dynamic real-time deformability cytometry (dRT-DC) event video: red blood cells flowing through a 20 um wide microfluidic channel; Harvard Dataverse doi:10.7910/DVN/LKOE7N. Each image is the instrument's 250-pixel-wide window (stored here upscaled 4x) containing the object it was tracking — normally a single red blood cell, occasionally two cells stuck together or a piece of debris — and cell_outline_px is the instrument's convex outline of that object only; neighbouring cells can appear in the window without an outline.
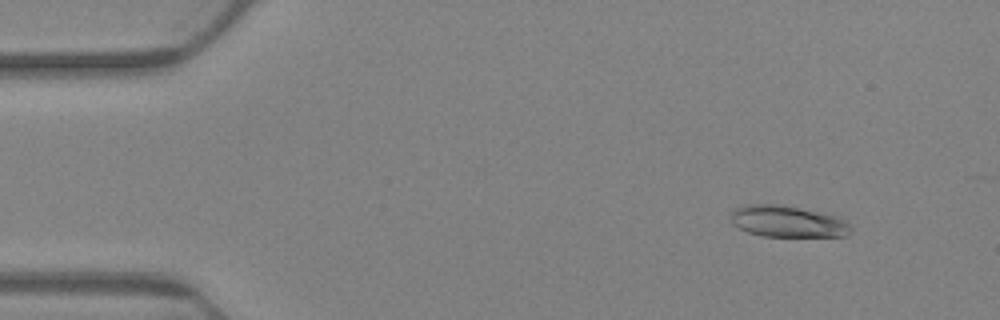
{"species": "Egyptian fruit bat (a non-hibernating species)", "species_latin": "Rousettus aegyptiacus", "temperature_condition": "warm", "stored_images_in_passage": 61, "camera_frame_rate_fps": 3000, "um_per_image_px": 0.085, "animal": {"sex": "female"}, "frame": {"image": 1, "passage_image": 7, "time_ms": 2.0, "image_size_px": [1000, 320], "cell_outline_px": [[852, 228], [844, 236], [764, 236], [748, 232], [732, 224], [728, 220], [728, 216], [736, 208], [752, 204], [780, 204], [836, 216], [844, 220]], "centroid_in_image_um": [66.88, 18.82], "position_along_channel_um": 18.1, "area_um2": 21.79}}
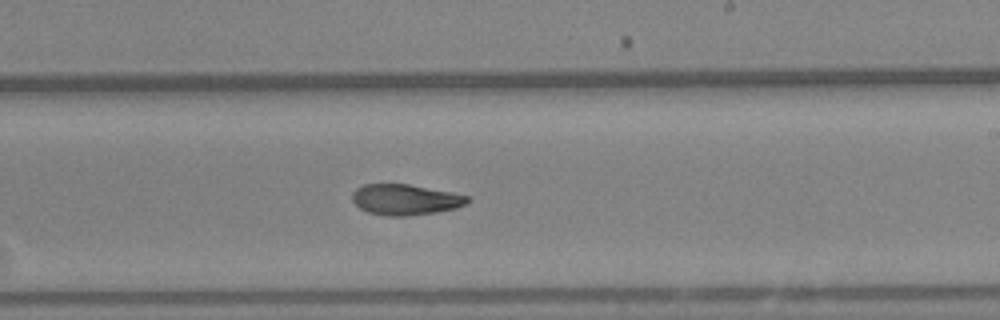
{"frame": {"image": 2, "passage_image": 37, "time_ms": 12.0, "image_size_px": [1000, 320], "cell_outline_px": [[472, 200], [456, 208], [436, 212], [408, 216], [384, 216], [368, 212], [360, 208], [352, 200], [352, 192], [356, 188], [364, 184], [408, 184], [452, 192], [468, 196]], "centroid_in_image_um": [34.44, 16.97], "position_along_channel_um": 254.6, "area_um2": 20.69}}
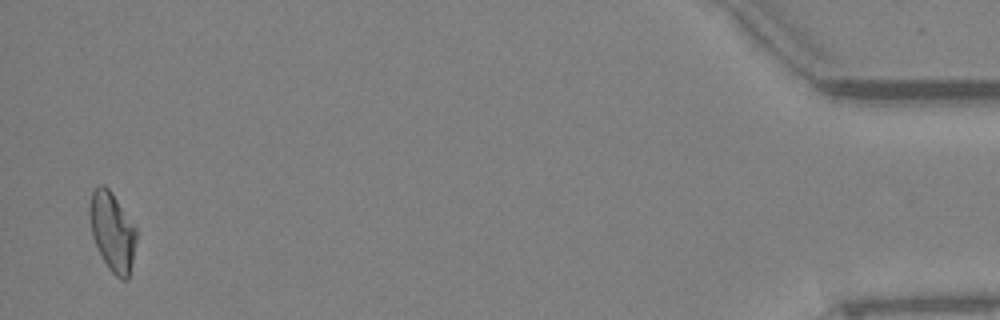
{"frame": {"image": 3, "passage_image": 60, "time_ms": 19.667, "image_size_px": [1000, 320], "cell_outline_px": [[136, 240], [128, 280], [120, 280], [108, 268], [92, 236], [88, 212], [88, 204], [92, 192], [100, 184], [104, 184], [108, 188], [136, 228]], "centroid_in_image_um": [9.52, 19.68], "position_along_channel_um": 425.7, "area_um2": 21.21}, "authors_computed_cell_mechanics": {"area_um2": 21.4438, "velocity_mm_per_s": 3.3708, "shape_relaxation_time_tau1_ms": null, "shape_relaxation_time_tau2_ms": 6.1305, "deformation_change_tau1": null, "deformation_change_tau2": 0.1183}}